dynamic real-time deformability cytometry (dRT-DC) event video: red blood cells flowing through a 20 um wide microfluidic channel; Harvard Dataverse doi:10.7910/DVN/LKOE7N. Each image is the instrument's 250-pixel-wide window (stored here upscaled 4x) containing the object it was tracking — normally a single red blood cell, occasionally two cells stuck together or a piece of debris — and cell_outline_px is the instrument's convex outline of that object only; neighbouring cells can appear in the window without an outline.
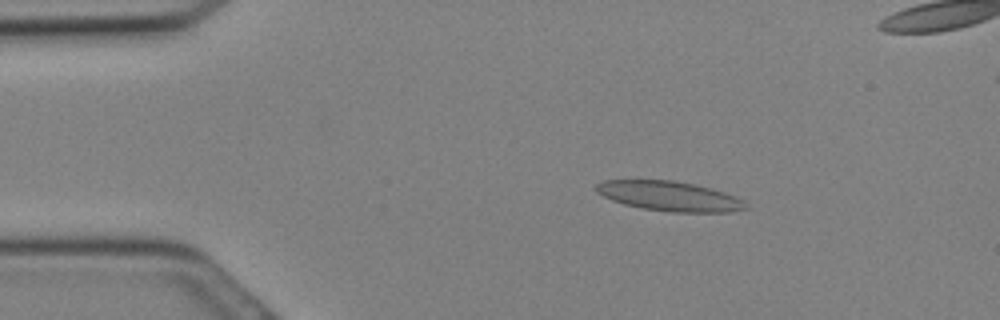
{"species": "Egyptian fruit bat (a non-hibernating species)", "species_latin": "Rousettus aegyptiacus", "temperature_condition": "cold", "stored_images_in_passage": 31, "segment_of_instrument_passage": [1, 2], "camera_frame_rate_fps": 3000, "um_per_image_px": 0.085, "animal": {"sex": "female"}, "frame": {"image": 1, "passage_image": 5, "time_ms": 1.333, "image_size_px": [1000, 320], "cell_outline_px": [[748, 208], [732, 212], [672, 212], [644, 208], [624, 204], [612, 200], [596, 192], [596, 184], [604, 180], [672, 180], [696, 184], [712, 188], [736, 196], [744, 200]], "centroid_in_image_um": [56.94, 16.67], "position_along_channel_um": 28.1, "area_um2": 25.95}}
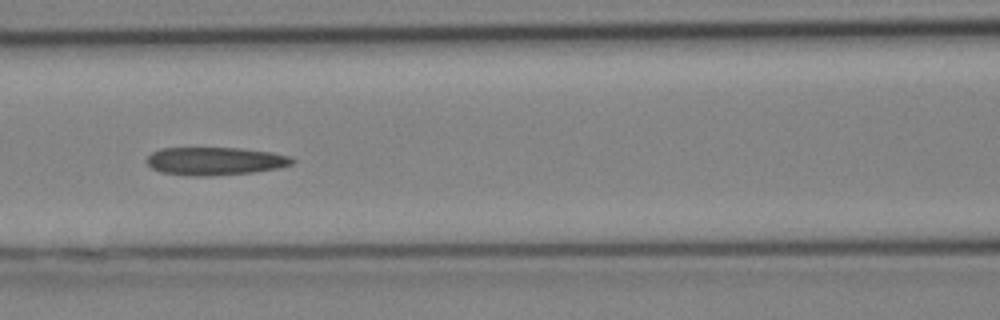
{"frame": {"image": 2, "passage_image": 13, "time_ms": 4.0, "image_size_px": [1000, 320], "cell_outline_px": [[296, 160], [292, 164], [276, 168], [252, 172], [208, 176], [188, 176], [160, 172], [152, 168], [144, 160], [152, 152], [160, 148], [240, 148], [272, 152], [292, 156]], "centroid_in_image_um": [18.26, 13.69], "position_along_channel_um": 148.3, "area_um2": 23.87}}
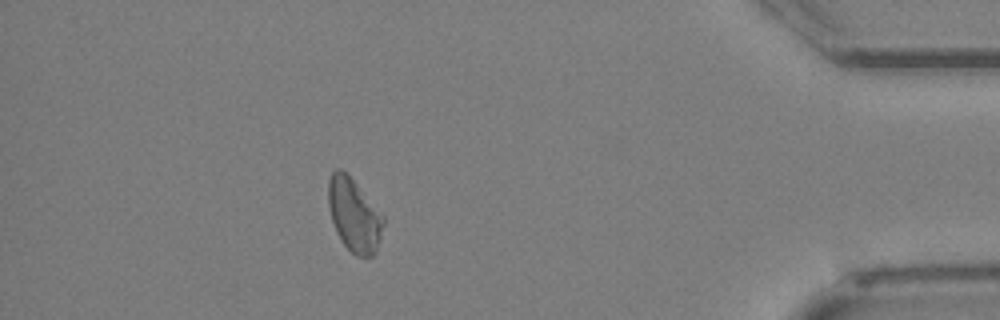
{"frame": {"image": 3, "passage_image": 27, "time_ms": 8.667, "image_size_px": [1000, 320], "cell_outline_px": [[384, 224], [380, 240], [376, 252], [372, 256], [356, 256], [344, 244], [332, 220], [328, 208], [328, 180], [332, 172], [336, 168], [340, 168], [356, 184], [384, 216]], "centroid_in_image_um": [30.1, 18.28], "position_along_channel_um": 405.1, "area_um2": 23.06}}